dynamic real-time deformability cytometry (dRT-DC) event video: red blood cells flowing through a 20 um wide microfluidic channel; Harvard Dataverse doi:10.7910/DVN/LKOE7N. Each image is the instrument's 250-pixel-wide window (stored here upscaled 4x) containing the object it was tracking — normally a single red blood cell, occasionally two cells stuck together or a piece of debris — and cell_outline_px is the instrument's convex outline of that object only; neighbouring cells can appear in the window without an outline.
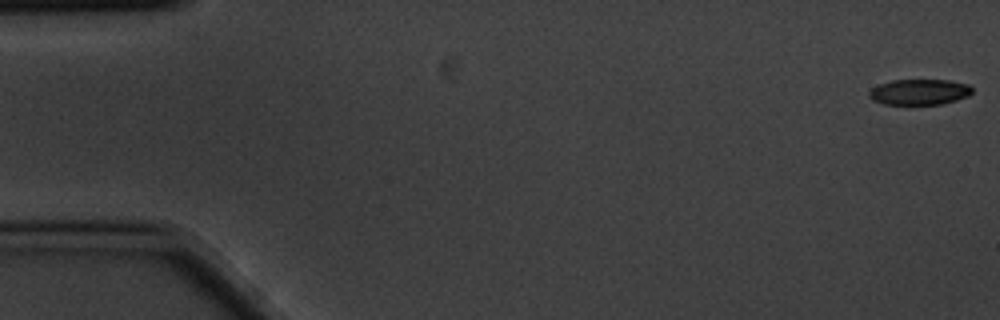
{"species": "common noctule bat (a hibernating species)", "species_latin": "Nyctalus noctula", "temperature_condition": "cold", "stored_images_in_passage": 16, "camera_frame_rate_fps": 3000, "um_per_image_px": 0.085, "animal": {"sex": "male", "body_mass_g": 20.1, "forearm_length_mm": 53.5}, "frame": {"image": 1, "passage_image": 1, "time_ms": 0.0, "image_size_px": [1000, 320], "cell_outline_px": [[972, 92], [968, 96], [956, 100], [940, 104], [884, 104], [872, 100], [868, 96], [868, 92], [872, 88], [880, 84], [892, 80], [948, 80], [968, 84], [972, 88]], "centroid_in_image_um": [78.13, 7.81], "position_along_channel_um": 6.9, "area_um2": 15.37}}
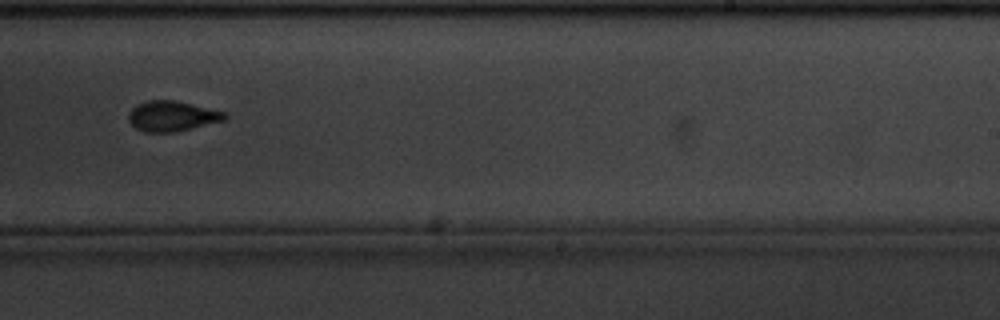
{"frame": {"image": 2, "passage_image": 10, "time_ms": 3.0, "image_size_px": [1000, 320], "cell_outline_px": [[228, 116], [224, 120], [176, 132], [144, 132], [136, 128], [128, 120], [128, 112], [136, 104], [148, 100], [176, 100], [224, 112]], "centroid_in_image_um": [14.58, 9.86], "position_along_channel_um": 274.4, "area_um2": 16.94}}
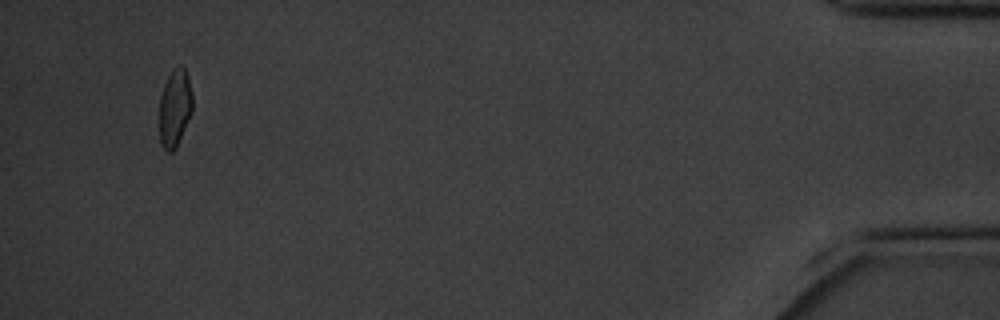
{"frame": {"image": 3, "passage_image": 16, "time_ms": 5.0, "image_size_px": [1000, 320], "cell_outline_px": [[192, 108], [176, 148], [172, 152], [168, 152], [164, 148], [160, 140], [160, 96], [164, 84], [172, 68], [180, 64], [184, 68], [188, 76], [192, 92]], "centroid_in_image_um": [14.85, 9.12], "position_along_channel_um": 420.3, "area_um2": 14.8}}